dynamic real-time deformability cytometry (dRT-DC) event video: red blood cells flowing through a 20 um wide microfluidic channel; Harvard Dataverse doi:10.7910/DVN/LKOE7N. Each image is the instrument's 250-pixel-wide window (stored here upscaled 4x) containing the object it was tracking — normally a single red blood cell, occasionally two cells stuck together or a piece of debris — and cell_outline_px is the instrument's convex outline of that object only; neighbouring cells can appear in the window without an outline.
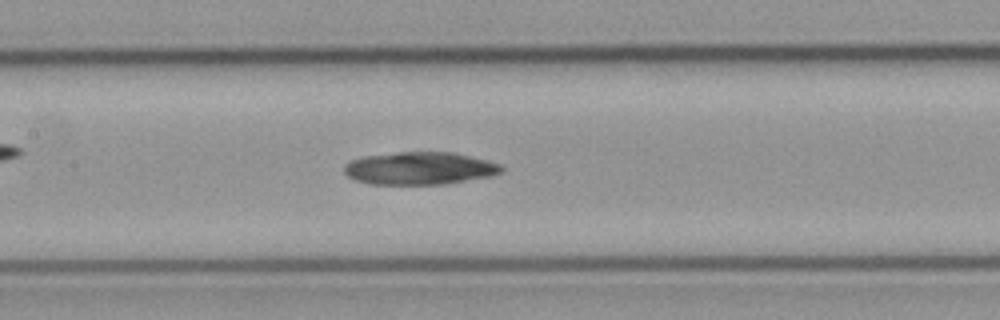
{"species": "common noctule bat (a hibernating species)", "species_latin": "Nyctalus noctula", "temperature_condition": "cold", "stored_images_in_passage": 40, "camera_frame_rate_fps": 3000, "um_per_image_px": 0.085, "animal": {"sex": "male", "body_mass_g": 23.1, "forearm_length_mm": 52.7}, "frame": {"image": 1, "passage_image": 11, "time_ms": 3.333, "image_size_px": [1000, 320], "cell_outline_px": [[504, 172], [492, 176], [444, 184], [372, 184], [356, 180], [348, 176], [344, 172], [344, 164], [352, 160], [364, 156], [396, 152], [452, 152], [500, 164], [504, 168]], "centroid_in_image_um": [35.67, 14.31], "position_along_channel_um": 171.7, "area_um2": 29.82}}
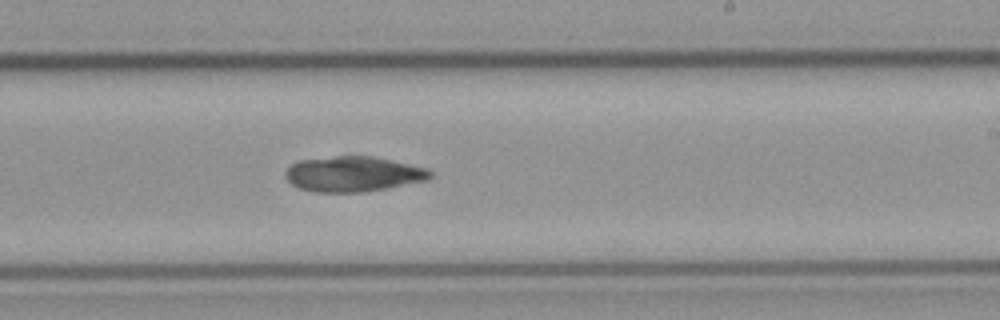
{"frame": {"image": 2, "passage_image": 18, "time_ms": 5.667, "image_size_px": [1000, 320], "cell_outline_px": [[432, 176], [428, 180], [384, 188], [360, 192], [312, 192], [300, 188], [292, 184], [284, 176], [284, 172], [292, 164], [300, 160], [336, 156], [372, 156], [392, 160], [428, 168], [432, 172]], "centroid_in_image_um": [30.02, 14.79], "position_along_channel_um": 259.0, "area_um2": 29.65}}
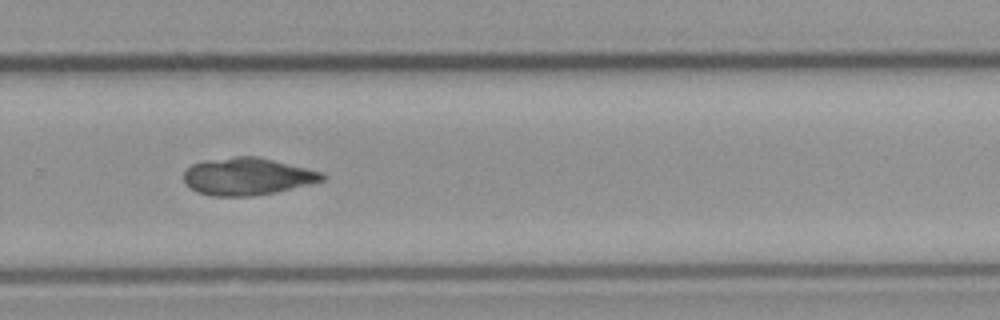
{"frame": {"image": 3, "passage_image": 22, "time_ms": 7.0, "image_size_px": [1000, 320], "cell_outline_px": [[328, 176], [324, 180], [276, 192], [256, 196], [212, 196], [196, 192], [184, 180], [184, 172], [192, 164], [204, 160], [236, 156], [256, 156], [320, 172]], "centroid_in_image_um": [20.99, 15.0], "position_along_channel_um": 308.8, "area_um2": 29.82}}